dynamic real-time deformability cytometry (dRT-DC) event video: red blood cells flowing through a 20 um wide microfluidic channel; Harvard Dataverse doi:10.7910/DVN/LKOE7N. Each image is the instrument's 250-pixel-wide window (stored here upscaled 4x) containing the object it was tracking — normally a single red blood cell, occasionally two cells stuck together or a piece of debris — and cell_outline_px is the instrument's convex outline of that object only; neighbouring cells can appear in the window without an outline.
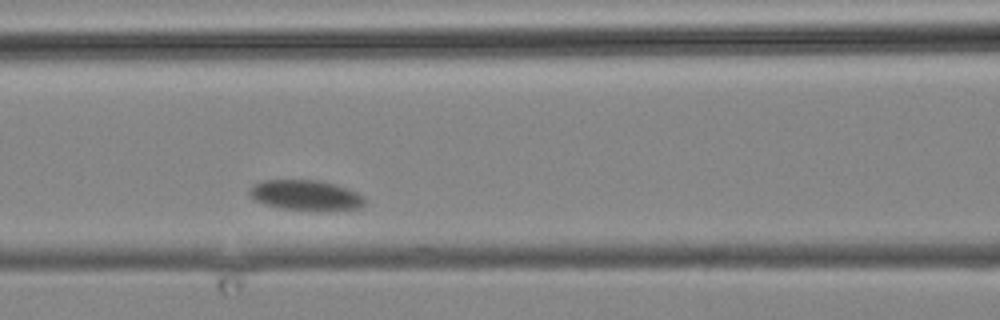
{"species": "common noctule bat (a hibernating species)", "species_latin": "Nyctalus noctula", "temperature_condition": "cold", "stored_images_in_passage": 4, "camera_frame_rate_fps": 3000, "um_per_image_px": 0.085, "animal": {"sex": "male", "body_mass_g": 19.2, "forearm_length_mm": 51.8}, "frame": {"image": 1, "passage_image": 4, "time_ms": 3.667, "image_size_px": [1000, 320], "cell_outline_px": [[364, 204], [360, 208], [328, 212], [284, 208], [264, 204], [256, 200], [248, 192], [248, 188], [252, 184], [264, 180], [320, 180], [348, 188], [364, 196]], "centroid_in_image_um": [26.02, 16.6], "position_along_channel_um": 140.6, "area_um2": 20.63}}